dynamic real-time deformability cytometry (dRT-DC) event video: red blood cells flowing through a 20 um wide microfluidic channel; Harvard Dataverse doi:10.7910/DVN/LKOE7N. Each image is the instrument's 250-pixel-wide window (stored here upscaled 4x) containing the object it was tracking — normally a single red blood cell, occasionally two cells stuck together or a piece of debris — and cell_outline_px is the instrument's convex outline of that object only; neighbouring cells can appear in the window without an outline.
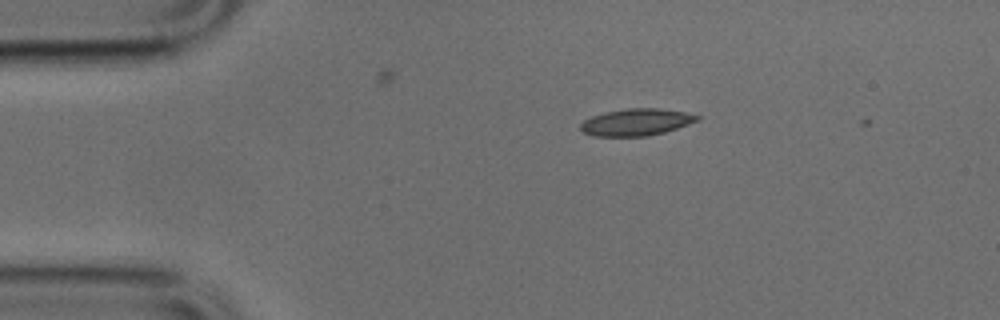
{"species": "common noctule bat (a hibernating species)", "species_latin": "Nyctalus noctula", "temperature_condition": "cold", "stored_images_in_passage": 2, "camera_frame_rate_fps": 3000, "um_per_image_px": 0.085, "animal": {"sex": "male", "body_mass_g": 17.9, "forearm_length_mm": 54.2}, "frame": {"image": 1, "passage_image": 1, "time_ms": 0.0, "image_size_px": [1000, 320], "cell_outline_px": [[700, 120], [664, 132], [648, 136], [592, 136], [584, 132], [580, 128], [580, 124], [584, 120], [592, 116], [604, 112], [628, 108], [660, 108], [684, 112], [700, 116]], "centroid_in_image_um": [54.07, 10.38], "position_along_channel_um": 30.9, "area_um2": 18.26}}